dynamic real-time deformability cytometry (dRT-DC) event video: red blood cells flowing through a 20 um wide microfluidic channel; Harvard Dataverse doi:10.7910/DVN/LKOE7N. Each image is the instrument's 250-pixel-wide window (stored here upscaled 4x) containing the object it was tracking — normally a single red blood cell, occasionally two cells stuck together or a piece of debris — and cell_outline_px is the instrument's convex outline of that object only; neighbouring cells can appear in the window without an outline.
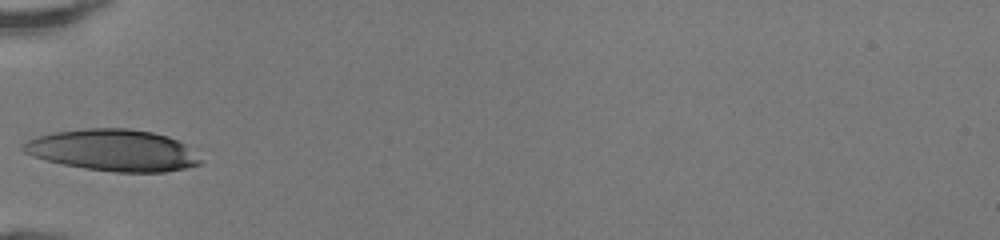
{"species": "human", "species_latin": "Homo sapiens", "temperature_condition": "room temperature", "stored_images_in_passage": 25, "camera_frame_rate_fps": 3000, "um_per_image_px": 0.085, "donor": {"sex": "female"}, "frame": {"image": 1, "passage_image": 1, "time_ms": 0.0, "image_size_px": [1000, 240], "cell_outline_px": [[204, 160], [200, 164], [184, 168], [164, 172], [116, 172], [84, 168], [64, 164], [32, 156], [24, 152], [20, 148], [20, 144], [36, 136], [52, 132], [84, 128], [128, 128], [152, 132], [168, 136], [184, 144]], "centroid_in_image_um": [9.59, 12.76], "position_along_channel_um": 75.4, "area_um2": 43.0}}
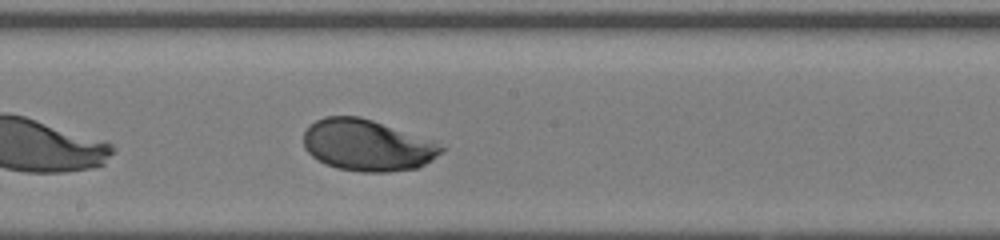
{"frame": {"image": 2, "passage_image": 11, "time_ms": 3.333, "image_size_px": [1000, 240], "cell_outline_px": [[444, 148], [432, 160], [416, 168], [388, 172], [360, 172], [336, 168], [324, 164], [312, 156], [304, 148], [304, 132], [316, 120], [324, 116], [360, 116], [432, 140]], "centroid_in_image_um": [31.17, 12.35], "position_along_channel_um": 217.0, "area_um2": 41.04}}
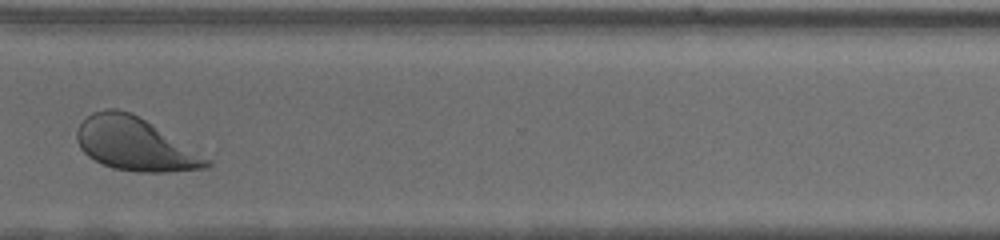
{"frame": {"image": 3, "passage_image": 21, "time_ms": 6.667, "image_size_px": [1000, 240], "cell_outline_px": [[212, 164], [208, 168], [168, 172], [136, 172], [112, 168], [88, 156], [80, 148], [76, 140], [76, 132], [80, 124], [92, 112], [108, 108], [116, 108], [128, 112], [152, 124], [212, 160]], "centroid_in_image_um": [11.47, 12.27], "position_along_channel_um": 359.1, "area_um2": 39.77}, "authors_computed_cell_mechanics": {"area_um2": 40.5178, "velocity_mm_per_s": 4.2596, "shape_relaxation_time_tau1_ms": 2.1553, "shape_relaxation_time_tau2_ms": null, "deformation_change_tau1": 0.1601, "deformation_change_tau2": null}}